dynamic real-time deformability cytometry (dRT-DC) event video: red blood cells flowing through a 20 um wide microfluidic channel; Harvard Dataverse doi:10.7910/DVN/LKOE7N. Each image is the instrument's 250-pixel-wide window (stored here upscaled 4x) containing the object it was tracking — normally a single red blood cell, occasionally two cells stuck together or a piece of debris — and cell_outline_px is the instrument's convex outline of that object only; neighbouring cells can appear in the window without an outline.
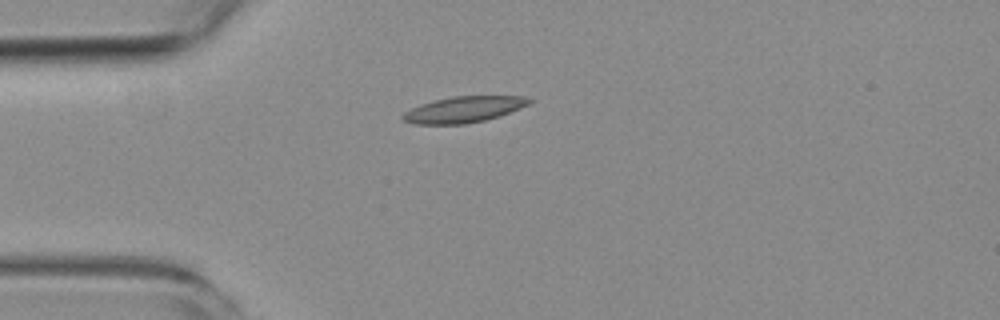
{"species": "common noctule bat (a hibernating species)", "species_latin": "Nyctalus noctula", "temperature_condition": "room temperature", "stored_images_in_passage": 3, "camera_frame_rate_fps": 3000, "um_per_image_px": 0.085, "animal": {"sex": "female", "body_mass_g": 19.3, "forearm_length_mm": 54.1}, "frame": {"image": 1, "passage_image": 1, "time_ms": 0.0, "image_size_px": [1000, 320], "cell_outline_px": [[536, 100], [520, 108], [500, 116], [484, 120], [464, 124], [416, 124], [404, 120], [400, 116], [404, 112], [420, 104], [452, 96], [524, 96]], "centroid_in_image_um": [39.44, 9.3], "position_along_channel_um": 45.6, "area_um2": 19.13}}
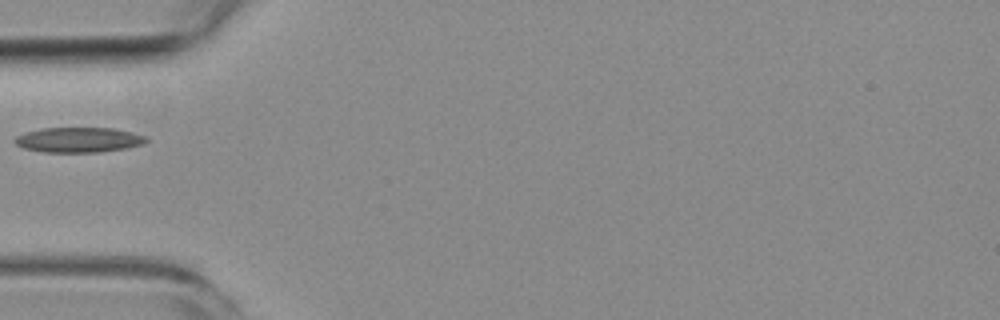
{"frame": {"image": 2, "passage_image": 2, "time_ms": 1.333, "image_size_px": [1000, 320], "cell_outline_px": [[148, 140], [144, 144], [124, 148], [100, 152], [44, 152], [24, 148], [16, 144], [12, 140], [16, 136], [24, 132], [40, 128], [112, 128], [132, 132], [148, 136]], "centroid_in_image_um": [6.67, 11.88], "position_along_channel_um": 78.3, "area_um2": 19.31}}
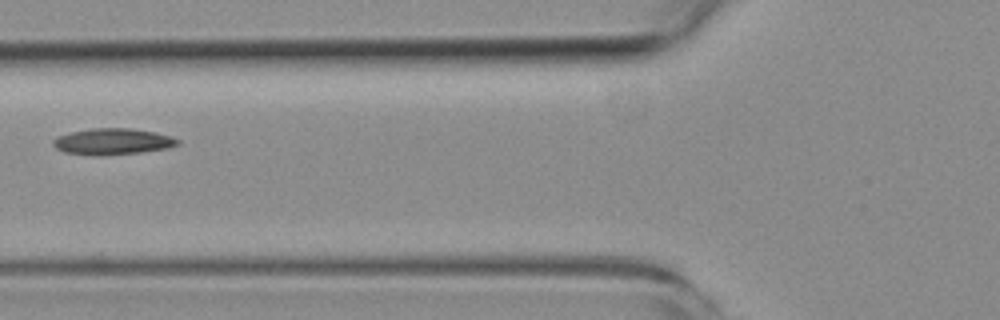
{"frame": {"image": 3, "passage_image": 3, "time_ms": 2.333, "image_size_px": [1000, 320], "cell_outline_px": [[180, 144], [168, 148], [140, 152], [104, 156], [92, 156], [64, 152], [56, 148], [52, 144], [52, 140], [56, 136], [72, 132], [92, 128], [132, 128], [156, 132], [172, 136], [180, 140]], "centroid_in_image_um": [9.58, 12.03], "position_along_channel_um": 116.2, "area_um2": 19.36}}